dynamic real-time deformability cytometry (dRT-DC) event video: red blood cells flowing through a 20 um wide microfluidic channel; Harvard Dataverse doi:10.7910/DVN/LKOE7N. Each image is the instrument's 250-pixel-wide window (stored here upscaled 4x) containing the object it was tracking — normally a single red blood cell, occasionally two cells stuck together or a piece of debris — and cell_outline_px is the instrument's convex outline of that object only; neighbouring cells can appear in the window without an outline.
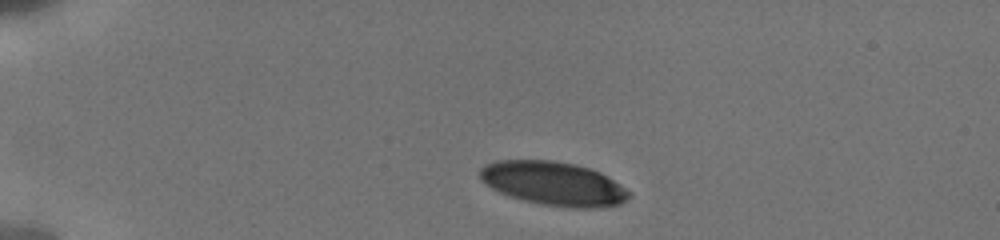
{"species": "human", "species_latin": "Homo sapiens", "temperature_condition": "cold", "stored_images_in_passage": 3, "camera_frame_rate_fps": 3000, "um_per_image_px": 0.085, "donor": {"sex": "male"}, "frame": {"image": 1, "passage_image": 1, "time_ms": 0.0, "image_size_px": [1000, 240], "cell_outline_px": [[632, 196], [628, 200], [620, 204], [600, 208], [572, 208], [544, 204], [524, 200], [508, 196], [484, 184], [480, 180], [480, 168], [484, 164], [496, 160], [552, 160], [576, 164], [600, 172], [608, 176], [632, 192]], "centroid_in_image_um": [47.07, 15.6], "position_along_channel_um": 37.9, "area_um2": 38.44}}